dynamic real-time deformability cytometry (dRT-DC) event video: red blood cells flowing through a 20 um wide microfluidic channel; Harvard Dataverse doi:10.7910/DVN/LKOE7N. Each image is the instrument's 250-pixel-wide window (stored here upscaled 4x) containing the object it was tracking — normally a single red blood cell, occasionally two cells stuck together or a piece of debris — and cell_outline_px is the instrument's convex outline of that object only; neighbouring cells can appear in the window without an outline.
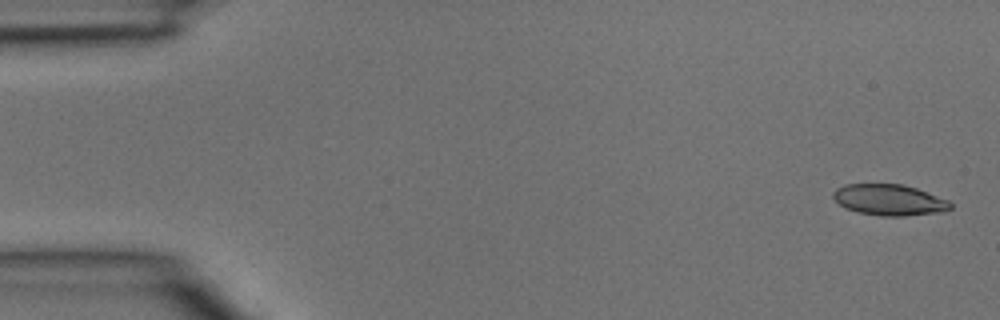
{"species": "common noctule bat (a hibernating species)", "species_latin": "Nyctalus noctula", "temperature_condition": "room temperature", "stored_images_in_passage": 39, "camera_frame_rate_fps": 3000, "um_per_image_px": 0.085, "animal": {"sex": "male", "body_mass_g": 15.6}, "frame": {"image": 1, "passage_image": 1, "time_ms": 0.0, "image_size_px": [1000, 320], "cell_outline_px": [[952, 208], [944, 212], [904, 216], [880, 216], [856, 212], [844, 208], [832, 196], [832, 192], [836, 188], [844, 184], [904, 184], [916, 188], [948, 200], [952, 204]], "centroid_in_image_um": [75.58, 17.0], "position_along_channel_um": 9.4, "area_um2": 21.44}}
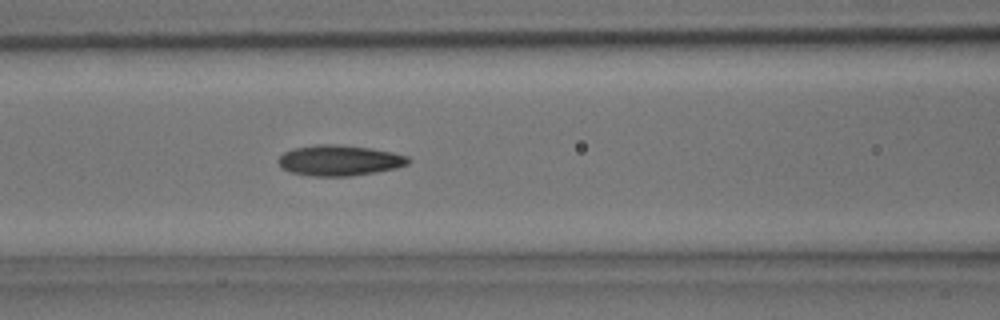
{"frame": {"image": 2, "passage_image": 16, "time_ms": 5.0, "image_size_px": [1000, 320], "cell_outline_px": [[412, 160], [408, 164], [396, 168], [376, 172], [348, 176], [312, 176], [288, 172], [280, 168], [276, 160], [284, 152], [292, 148], [316, 144], [340, 144], [372, 148], [392, 152], [408, 156]], "centroid_in_image_um": [28.82, 13.63], "position_along_channel_um": 137.8, "area_um2": 23.58}}
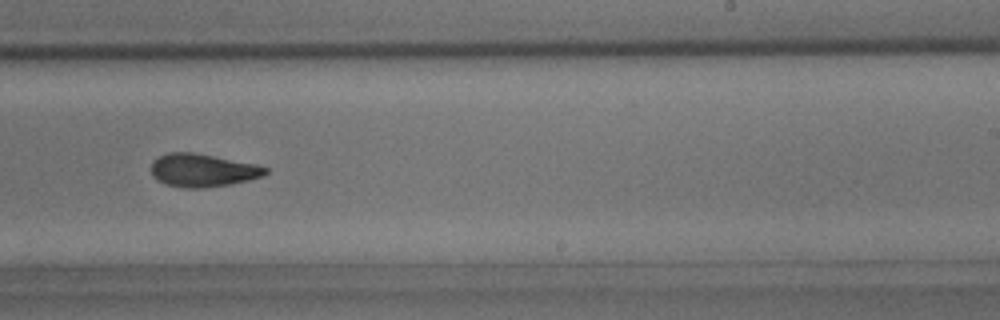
{"frame": {"image": 3, "passage_image": 24, "time_ms": 7.667, "image_size_px": [1000, 320], "cell_outline_px": [[268, 172], [264, 176], [232, 184], [204, 188], [184, 188], [168, 184], [152, 176], [152, 160], [168, 152], [192, 152], [256, 164], [268, 168]], "centroid_in_image_um": [17.25, 14.47], "position_along_channel_um": 271.8, "area_um2": 21.91}}